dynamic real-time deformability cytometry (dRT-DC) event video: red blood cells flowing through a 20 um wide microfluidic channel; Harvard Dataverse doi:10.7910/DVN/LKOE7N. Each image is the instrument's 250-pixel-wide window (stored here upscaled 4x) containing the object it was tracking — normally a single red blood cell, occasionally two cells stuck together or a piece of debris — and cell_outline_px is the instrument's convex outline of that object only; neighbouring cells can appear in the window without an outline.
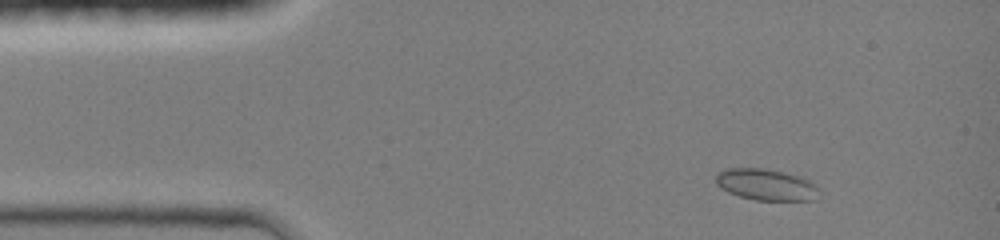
{"species": "common noctule bat (a hibernating species)", "species_latin": "Nyctalus noctula", "temperature_condition": "room temperature", "stored_images_in_passage": 13, "camera_frame_rate_fps": 3000, "um_per_image_px": 0.085, "animal": {"sex": "female", "body_mass_g": 19.0, "forearm_length_mm": 51.5}, "frame": {"image": 1, "passage_image": 1, "time_ms": 0.0, "image_size_px": [1000, 240], "cell_outline_px": [[820, 192], [816, 200], [756, 200], [740, 196], [728, 192], [720, 188], [716, 184], [716, 176], [724, 168], [764, 168], [784, 172], [800, 176], [816, 184]], "centroid_in_image_um": [65.14, 15.69], "position_along_channel_um": 19.9, "area_um2": 19.02}}
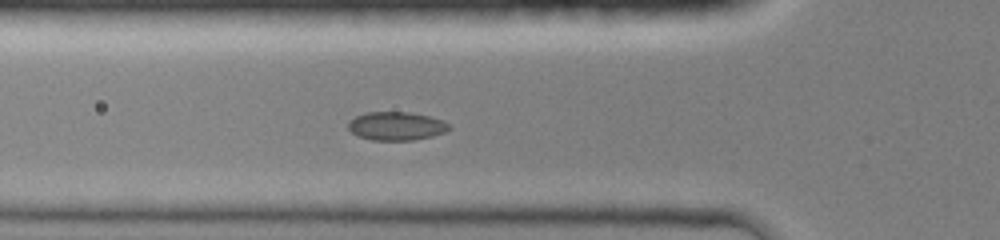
{"frame": {"image": 2, "passage_image": 11, "time_ms": 3.333, "image_size_px": [1000, 240], "cell_outline_px": [[452, 128], [444, 132], [432, 136], [412, 140], [372, 140], [356, 136], [348, 128], [348, 120], [364, 112], [408, 112], [428, 116], [444, 120]], "centroid_in_image_um": [33.66, 10.71], "position_along_channel_um": 92.1, "area_um2": 16.82}}
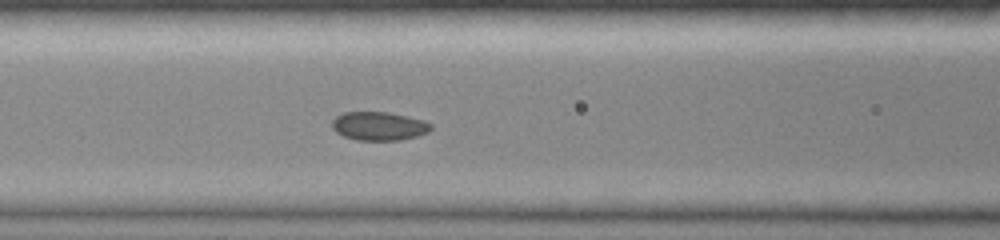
{"frame": {"image": 3, "passage_image": 13, "time_ms": 4.0, "image_size_px": [1000, 240], "cell_outline_px": [[432, 128], [428, 132], [416, 136], [400, 140], [356, 140], [344, 136], [336, 132], [332, 128], [332, 120], [336, 116], [344, 112], [388, 112], [408, 116], [424, 120], [432, 124]], "centroid_in_image_um": [32.21, 10.71], "position_along_channel_um": 134.4, "area_um2": 16.53}}